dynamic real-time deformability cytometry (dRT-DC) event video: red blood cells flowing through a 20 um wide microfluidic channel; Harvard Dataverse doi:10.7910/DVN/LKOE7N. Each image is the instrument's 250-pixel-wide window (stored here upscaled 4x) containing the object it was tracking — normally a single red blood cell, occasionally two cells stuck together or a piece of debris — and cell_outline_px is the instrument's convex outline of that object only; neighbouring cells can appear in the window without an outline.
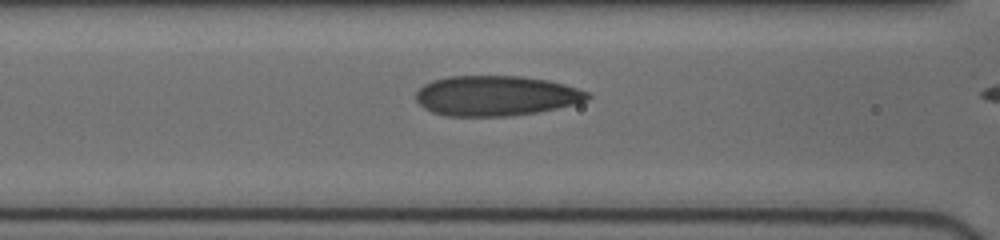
{"species": "human", "species_latin": "Homo sapiens", "temperature_condition": "cold", "stored_images_in_passage": 12, "camera_frame_rate_fps": 3000, "um_per_image_px": 0.085, "donor": {"sex": "female"}, "frame": {"image": 1, "passage_image": 9, "time_ms": 1.667, "image_size_px": [1000, 240], "cell_outline_px": [[592, 96], [588, 100], [556, 108], [536, 112], [508, 116], [444, 116], [432, 112], [424, 108], [416, 100], [416, 92], [424, 84], [432, 80], [448, 76], [520, 76], [548, 80], [564, 84], [588, 92]], "centroid_in_image_um": [42.13, 8.14], "position_along_channel_um": 124.5, "area_um2": 40.11}}